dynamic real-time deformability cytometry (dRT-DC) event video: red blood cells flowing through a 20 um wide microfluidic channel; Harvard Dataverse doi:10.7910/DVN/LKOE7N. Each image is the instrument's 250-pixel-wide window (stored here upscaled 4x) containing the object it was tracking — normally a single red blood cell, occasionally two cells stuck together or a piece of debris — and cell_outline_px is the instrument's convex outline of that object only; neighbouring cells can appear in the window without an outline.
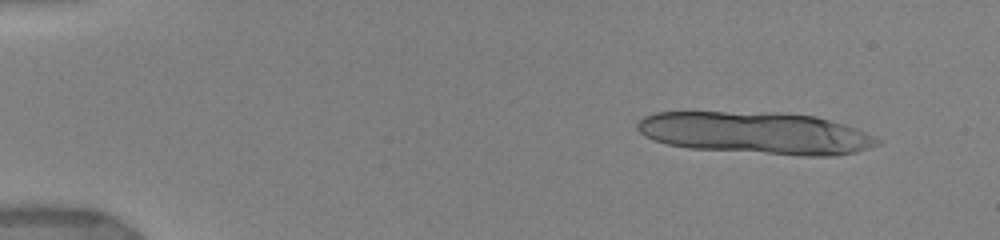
{"species": "human", "species_latin": "Homo sapiens", "temperature_condition": "warm", "stored_images_in_passage": 10, "camera_frame_rate_fps": 3000, "um_per_image_px": 0.085, "donor": {"sex": "female"}, "frame": {"image": 1, "passage_image": 2, "time_ms": 0.333, "image_size_px": [1000, 240], "cell_outline_px": [[884, 140], [880, 144], [856, 152], [836, 156], [800, 156], [688, 148], [668, 144], [652, 140], [644, 136], [636, 128], [636, 124], [644, 116], [652, 112], [780, 112], [816, 116], [844, 124], [856, 128]], "centroid_in_image_um": [64.28, 11.31], "position_along_channel_um": 20.7, "area_um2": 59.65}}